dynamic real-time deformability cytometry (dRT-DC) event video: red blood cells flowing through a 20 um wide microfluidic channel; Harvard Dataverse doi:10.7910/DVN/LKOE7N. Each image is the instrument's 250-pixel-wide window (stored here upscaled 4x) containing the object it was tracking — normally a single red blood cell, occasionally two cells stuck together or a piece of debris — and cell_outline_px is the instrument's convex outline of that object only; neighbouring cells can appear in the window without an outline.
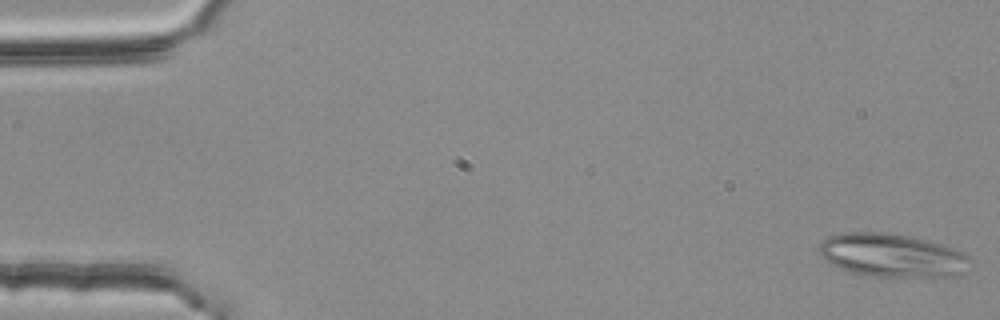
{"species": "common noctule bat (a hibernating species)", "species_latin": "Nyctalus noctula", "temperature_condition": "room temperature", "stored_images_in_passage": 53, "segment_of_instrument_passage": [1, 2], "camera_frame_rate_fps": 3000, "um_per_image_px": 0.085, "animal": {"sex": "female", "body_mass_g": 25.1}, "frame": {"image": 1, "passage_image": 1, "time_ms": 0.0, "image_size_px": [1000, 320], "cell_outline_px": [[972, 260], [964, 272], [956, 276], [860, 276], [840, 268], [832, 264], [820, 256], [820, 244], [828, 236], [844, 232], [888, 232], [908, 236], [940, 244], [952, 248], [968, 256]], "centroid_in_image_um": [75.79, 21.71], "position_along_channel_um": 9.2, "area_um2": 37.97}}